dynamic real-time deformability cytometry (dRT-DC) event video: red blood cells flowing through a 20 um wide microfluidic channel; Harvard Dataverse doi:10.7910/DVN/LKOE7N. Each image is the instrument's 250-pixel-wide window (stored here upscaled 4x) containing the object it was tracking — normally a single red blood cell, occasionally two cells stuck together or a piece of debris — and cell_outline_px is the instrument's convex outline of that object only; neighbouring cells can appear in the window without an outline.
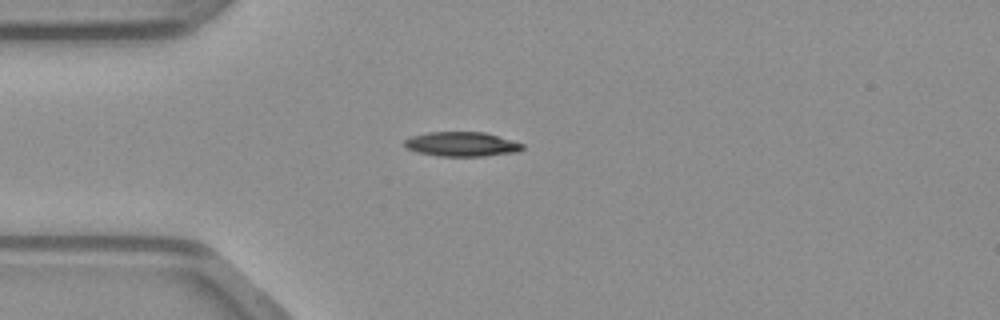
{"species": "common noctule bat (a hibernating species)", "species_latin": "Nyctalus noctula", "temperature_condition": "warm", "stored_images_in_passage": 37, "camera_frame_rate_fps": 3000, "um_per_image_px": 0.085, "animal": {"sex": "male", "body_mass_g": 23.1, "forearm_length_mm": 52.7}, "frame": {"image": 1, "passage_image": 1, "time_ms": 0.0, "image_size_px": [1000, 320], "cell_outline_px": [[524, 148], [520, 152], [484, 156], [440, 156], [416, 152], [404, 148], [404, 140], [412, 136], [428, 132], [484, 132], [524, 144]], "centroid_in_image_um": [39.23, 12.26], "position_along_channel_um": 45.8, "area_um2": 16.94}}
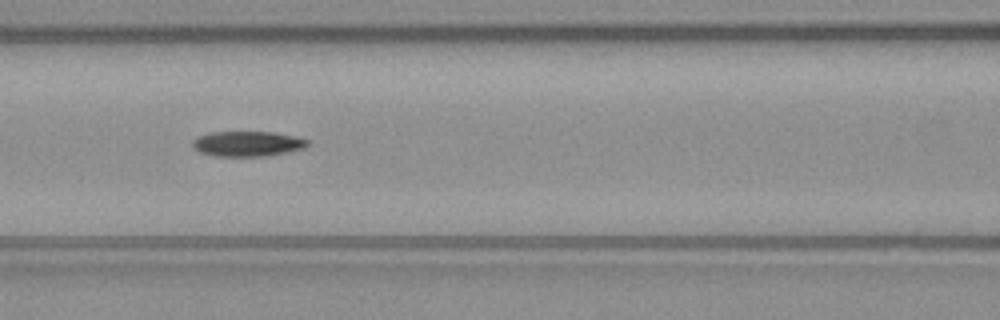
{"frame": {"image": 2, "passage_image": 9, "time_ms": 2.667, "image_size_px": [1000, 320], "cell_outline_px": [[308, 144], [304, 148], [288, 152], [264, 156], [216, 156], [200, 152], [192, 148], [192, 140], [196, 136], [212, 132], [272, 132], [296, 136], [308, 140]], "centroid_in_image_um": [21.0, 12.21], "position_along_channel_um": 145.6, "area_um2": 16.94}}
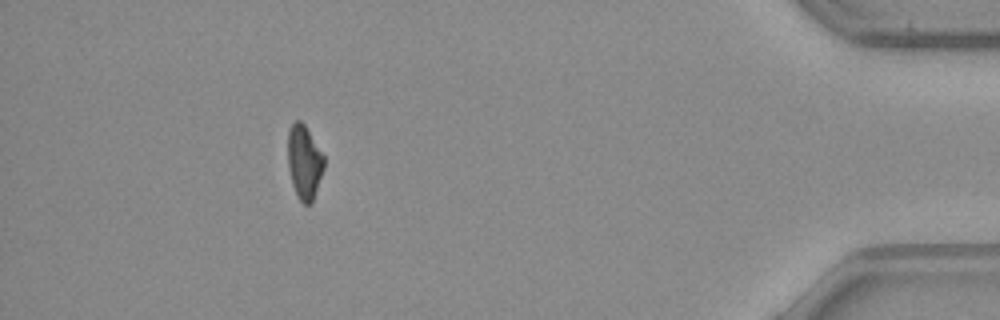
{"frame": {"image": 3, "passage_image": 32, "time_ms": 10.333, "image_size_px": [1000, 320], "cell_outline_px": [[324, 168], [312, 204], [304, 204], [296, 196], [292, 184], [288, 164], [288, 128], [296, 120], [300, 120], [304, 124], [324, 156]], "centroid_in_image_um": [25.86, 13.8], "position_along_channel_um": 409.3, "area_um2": 15.61}}